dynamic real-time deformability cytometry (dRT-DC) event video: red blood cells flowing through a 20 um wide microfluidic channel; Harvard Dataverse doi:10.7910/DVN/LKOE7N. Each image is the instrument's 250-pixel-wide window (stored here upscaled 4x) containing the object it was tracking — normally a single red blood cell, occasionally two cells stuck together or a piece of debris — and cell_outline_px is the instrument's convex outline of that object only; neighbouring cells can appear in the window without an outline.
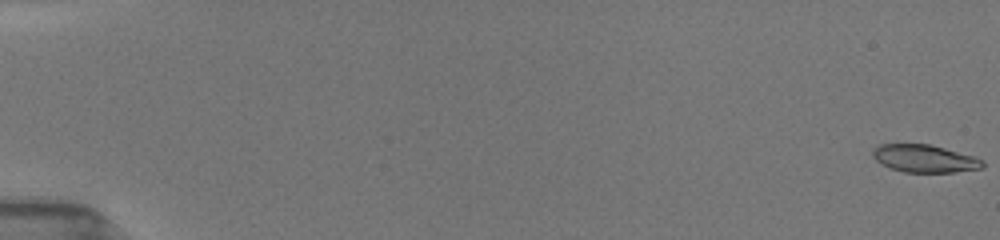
{"species": "common noctule bat (a hibernating species)", "species_latin": "Nyctalus noctula", "temperature_condition": "room temperature", "stored_images_in_passage": 53, "camera_frame_rate_fps": 3000, "um_per_image_px": 0.085, "animal": {"sex": "female", "body_mass_g": 19.5, "forearm_length_mm": 54.1}, "frame": {"image": 1, "passage_image": 1, "time_ms": 0.0, "image_size_px": [1000, 240], "cell_outline_px": [[984, 168], [952, 172], [904, 172], [888, 168], [876, 160], [872, 156], [872, 148], [876, 144], [928, 144], [976, 156], [984, 160]], "centroid_in_image_um": [78.58, 13.47], "position_along_channel_um": 6.4, "area_um2": 17.92}}
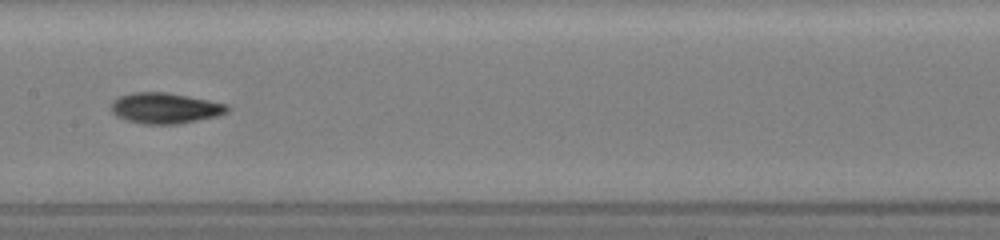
{"frame": {"image": 2, "passage_image": 29, "time_ms": 9.333, "image_size_px": [1000, 240], "cell_outline_px": [[232, 108], [228, 112], [216, 116], [180, 124], [144, 124], [124, 120], [116, 116], [112, 112], [112, 100], [120, 96], [132, 92], [168, 92], [228, 104]], "centroid_in_image_um": [14.04, 9.19], "position_along_channel_um": 193.4, "area_um2": 20.98}}
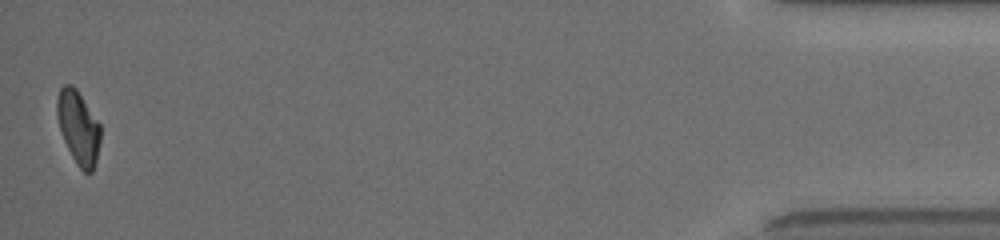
{"frame": {"image": 3, "passage_image": 53, "time_ms": 17.333, "image_size_px": [1000, 240], "cell_outline_px": [[100, 140], [96, 160], [92, 172], [84, 172], [76, 164], [64, 140], [60, 128], [56, 112], [56, 100], [60, 88], [64, 84], [72, 84], [76, 88], [100, 124]], "centroid_in_image_um": [6.65, 10.81], "position_along_channel_um": 428.6, "area_um2": 18.38}, "authors_computed_cell_mechanics": {"area_um2": 19.1896, "velocity_mm_per_s": 3.9616, "shape_relaxation_time_tau1_ms": 3.1015, "shape_relaxation_time_tau2_ms": 2.0736, "deformation_change_tau1": 0.1524, "deformation_change_tau2": 0.0661}}